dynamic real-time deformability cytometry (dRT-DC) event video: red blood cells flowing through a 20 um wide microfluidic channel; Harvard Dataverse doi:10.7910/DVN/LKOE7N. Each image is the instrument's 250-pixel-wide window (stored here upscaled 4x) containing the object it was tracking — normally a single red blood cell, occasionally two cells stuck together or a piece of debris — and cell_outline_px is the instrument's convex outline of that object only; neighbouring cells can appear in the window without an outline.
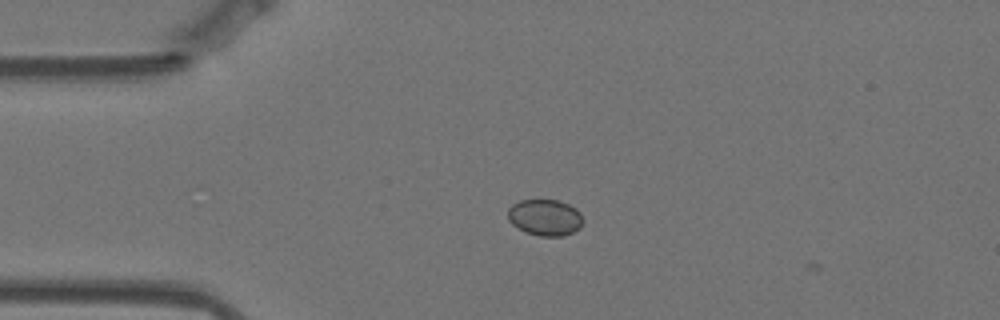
{"species": "Egyptian fruit bat (a non-hibernating species)", "species_latin": "Rousettus aegyptiacus", "temperature_condition": "warm", "stored_images_in_passage": 4, "camera_frame_rate_fps": 3000, "um_per_image_px": 0.085, "animal": {"sex": "female"}, "frame": {"image": 1, "passage_image": 2, "time_ms": 0.333, "image_size_px": [1000, 320], "cell_outline_px": [[584, 220], [580, 228], [564, 236], [540, 236], [524, 232], [512, 224], [508, 220], [508, 208], [512, 204], [520, 200], [560, 200], [576, 208], [580, 212]], "centroid_in_image_um": [46.33, 18.48], "position_along_channel_um": 38.7, "area_um2": 16.13}}